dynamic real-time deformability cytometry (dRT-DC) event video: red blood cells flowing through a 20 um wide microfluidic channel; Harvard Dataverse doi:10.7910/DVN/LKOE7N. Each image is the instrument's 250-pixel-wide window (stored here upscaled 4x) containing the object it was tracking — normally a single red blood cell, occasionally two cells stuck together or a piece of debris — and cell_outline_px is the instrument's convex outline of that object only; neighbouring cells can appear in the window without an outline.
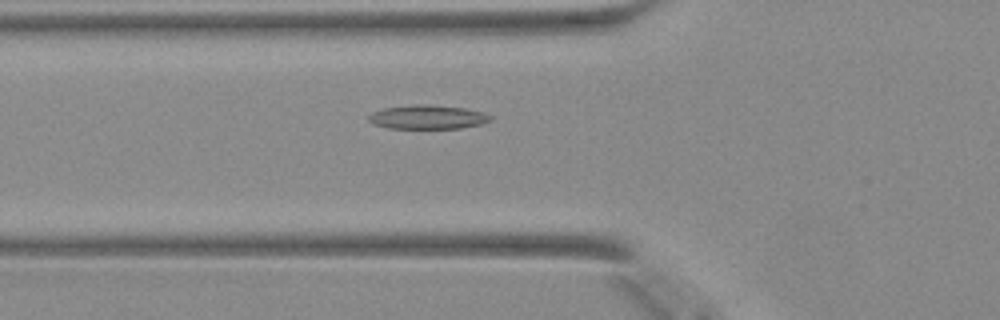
{"species": "Egyptian fruit bat (a non-hibernating species)", "species_latin": "Rousettus aegyptiacus", "temperature_condition": "warm", "stored_images_in_passage": 29, "camera_frame_rate_fps": 3000, "um_per_image_px": 0.085, "animal": {"sex": "female"}, "frame": {"image": 1, "passage_image": 2, "time_ms": 0.333, "image_size_px": [1000, 320], "cell_outline_px": [[492, 120], [480, 124], [460, 128], [388, 128], [372, 124], [368, 120], [368, 116], [372, 112], [384, 108], [412, 104], [428, 104], [464, 108], [484, 112], [492, 116]], "centroid_in_image_um": [36.33, 9.94], "position_along_channel_um": 89.5, "area_um2": 17.11}}
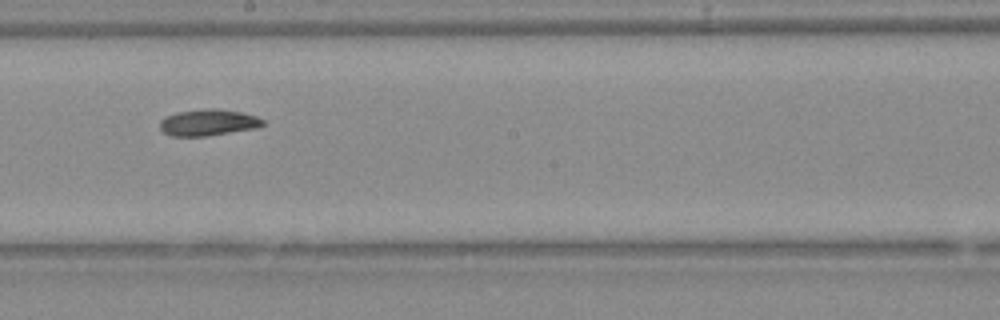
{"frame": {"image": 2, "passage_image": 12, "time_ms": 3.667, "image_size_px": [1000, 320], "cell_outline_px": [[264, 124], [256, 128], [204, 136], [172, 136], [164, 132], [160, 128], [160, 120], [176, 112], [212, 108], [216, 108], [244, 112], [256, 116], [264, 120]], "centroid_in_image_um": [17.71, 10.4], "position_along_channel_um": 230.5, "area_um2": 15.72}}
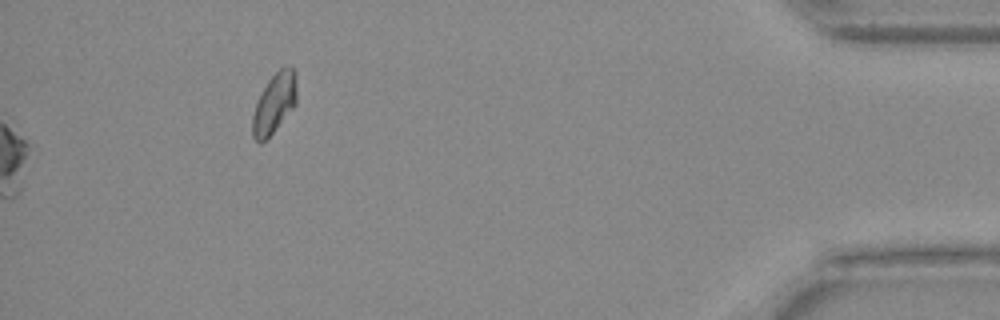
{"frame": {"image": 3, "passage_image": 29, "time_ms": 9.333, "image_size_px": [1000, 320], "cell_outline_px": [[296, 104], [276, 128], [260, 144], [252, 136], [252, 116], [256, 104], [268, 80], [280, 68], [292, 68], [296, 72]], "centroid_in_image_um": [23.32, 8.79], "position_along_channel_um": 411.9, "area_um2": 15.09}}